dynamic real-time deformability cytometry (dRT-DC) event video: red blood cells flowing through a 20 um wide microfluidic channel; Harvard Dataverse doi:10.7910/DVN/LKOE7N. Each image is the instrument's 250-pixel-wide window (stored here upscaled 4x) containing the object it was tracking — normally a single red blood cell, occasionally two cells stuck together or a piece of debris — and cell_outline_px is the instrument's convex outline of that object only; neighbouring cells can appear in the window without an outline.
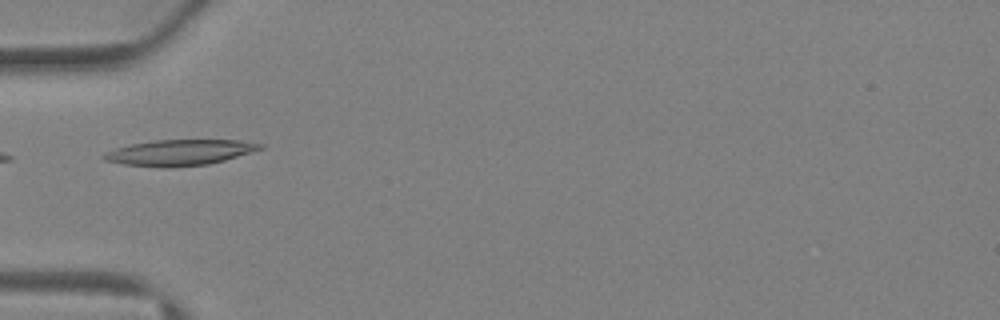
{"species": "Egyptian fruit bat (a non-hibernating species)", "species_latin": "Rousettus aegyptiacus", "temperature_condition": "warm", "stored_images_in_passage": 27, "camera_frame_rate_fps": 3000, "um_per_image_px": 0.085, "animal": {"sex": "female"}, "frame": {"image": 1, "passage_image": 1, "time_ms": 0.0, "image_size_px": [1000, 320], "cell_outline_px": [[264, 148], [224, 160], [208, 164], [168, 168], [164, 168], [124, 164], [104, 160], [100, 156], [104, 152], [116, 148], [132, 144], [156, 140], [236, 140], [264, 144]], "centroid_in_image_um": [15.24, 12.97], "position_along_channel_um": 69.8, "area_um2": 23.41}}
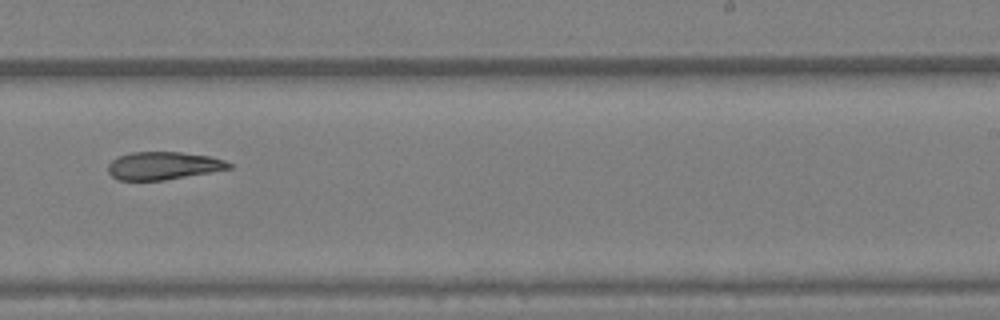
{"frame": {"image": 2, "passage_image": 13, "time_ms": 4.0, "image_size_px": [1000, 320], "cell_outline_px": [[232, 168], [164, 180], [120, 180], [112, 176], [108, 172], [108, 164], [112, 160], [120, 156], [132, 152], [180, 152], [208, 156], [224, 160], [232, 164]], "centroid_in_image_um": [13.87, 14.08], "position_along_channel_um": 275.1, "area_um2": 19.36}}
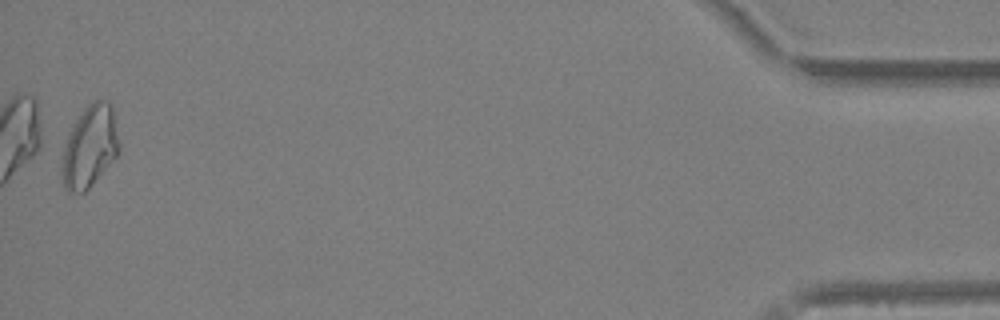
{"frame": {"image": 3, "passage_image": 27, "time_ms": 8.667, "image_size_px": [1000, 320], "cell_outline_px": [[120, 152], [88, 188], [84, 192], [68, 192], [64, 188], [60, 172], [60, 168], [64, 148], [68, 132], [84, 108], [92, 100], [108, 100], [112, 104], [120, 144]], "centroid_in_image_um": [7.62, 12.44], "position_along_channel_um": 427.6, "area_um2": 27.51}}